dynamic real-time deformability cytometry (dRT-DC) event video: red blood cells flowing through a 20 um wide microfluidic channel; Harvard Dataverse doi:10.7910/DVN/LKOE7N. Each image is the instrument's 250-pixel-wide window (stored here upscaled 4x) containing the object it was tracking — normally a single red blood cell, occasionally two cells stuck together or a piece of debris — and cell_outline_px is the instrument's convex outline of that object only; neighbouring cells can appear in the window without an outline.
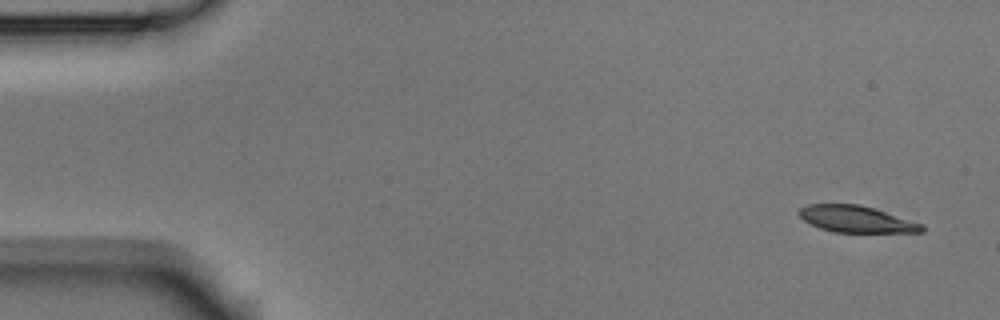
{"species": "Egyptian fruit bat (a non-hibernating species)", "species_latin": "Rousettus aegyptiacus", "temperature_condition": "room temperature", "stored_images_in_passage": 9, "camera_frame_rate_fps": 3000, "um_per_image_px": 0.085, "animal": {"sex": "male"}, "frame": {"image": 1, "passage_image": 1, "time_ms": 0.0, "image_size_px": [1000, 320], "cell_outline_px": [[924, 232], [836, 232], [820, 228], [804, 220], [800, 216], [800, 208], [808, 204], [860, 204], [924, 224]], "centroid_in_image_um": [72.81, 18.62], "position_along_channel_um": 12.2, "area_um2": 18.79}}
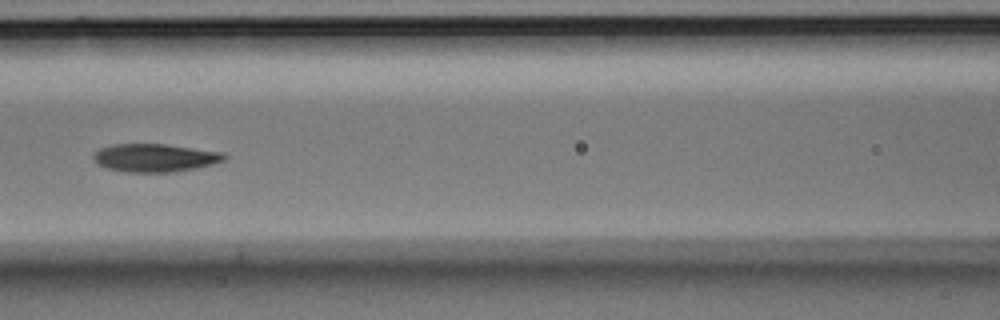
{"frame": {"image": 2, "passage_image": 7, "time_ms": 2.0, "image_size_px": [1000, 320], "cell_outline_px": [[228, 156], [224, 160], [212, 164], [196, 168], [176, 172], [128, 172], [108, 168], [96, 164], [92, 156], [100, 148], [112, 144], [164, 144], [224, 152]], "centroid_in_image_um": [13.18, 13.41], "position_along_channel_um": 153.4, "area_um2": 21.44}}
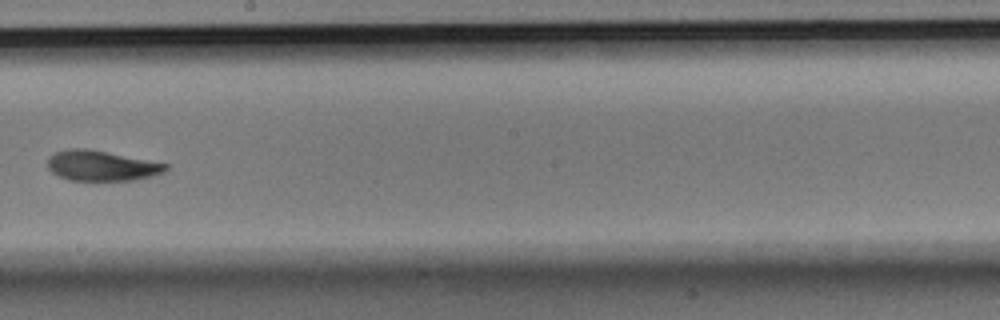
{"frame": {"image": 3, "passage_image": 9, "time_ms": 2.667, "image_size_px": [1000, 320], "cell_outline_px": [[168, 168], [164, 172], [152, 176], [136, 180], [68, 180], [52, 172], [48, 168], [48, 160], [56, 152], [72, 148], [84, 148], [168, 164]], "centroid_in_image_um": [8.64, 14.1], "position_along_channel_um": 239.6, "area_um2": 20.4}}